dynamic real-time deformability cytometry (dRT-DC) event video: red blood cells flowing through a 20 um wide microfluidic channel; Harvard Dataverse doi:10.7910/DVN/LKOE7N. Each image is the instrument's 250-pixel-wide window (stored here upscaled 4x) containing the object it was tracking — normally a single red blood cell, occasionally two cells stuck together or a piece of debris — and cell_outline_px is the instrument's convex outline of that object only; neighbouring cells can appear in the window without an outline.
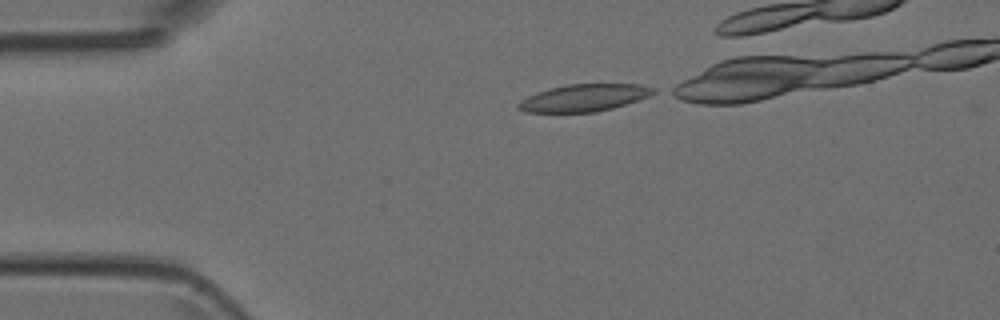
{"species": "Egyptian fruit bat (a non-hibernating species)", "species_latin": "Rousettus aegyptiacus", "temperature_condition": "room temperature", "stored_images_in_passage": 29, "camera_frame_rate_fps": 3000, "um_per_image_px": 0.085, "animal": {"sex": "female"}, "frame": {"image": 1, "passage_image": 1, "time_ms": 0.0, "image_size_px": [1000, 320], "cell_outline_px": [[656, 92], [648, 96], [612, 108], [596, 112], [524, 112], [516, 108], [516, 104], [520, 100], [536, 92], [548, 88], [568, 84], [640, 84], [656, 88]], "centroid_in_image_um": [49.59, 8.31], "position_along_channel_um": 35.4, "area_um2": 21.39}}
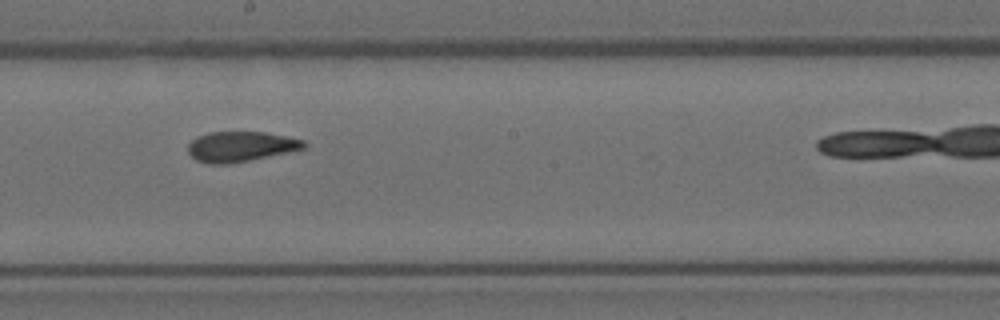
{"frame": {"image": 2, "passage_image": 17, "time_ms": 5.333, "image_size_px": [1000, 320], "cell_outline_px": [[308, 144], [304, 148], [288, 152], [228, 164], [208, 164], [196, 160], [188, 152], [188, 144], [196, 136], [208, 132], [264, 132], [288, 136], [304, 140]], "centroid_in_image_um": [20.44, 12.45], "position_along_channel_um": 227.8, "area_um2": 20.4}}
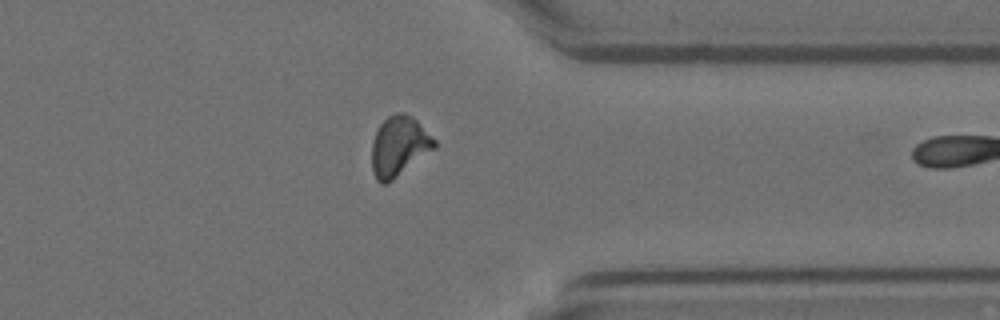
{"frame": {"image": 3, "passage_image": 28, "time_ms": 9.0, "image_size_px": [1000, 320], "cell_outline_px": [[436, 148], [392, 180], [384, 184], [380, 184], [376, 180], [372, 172], [372, 140], [380, 124], [388, 116], [396, 112], [404, 112], [412, 116], [436, 140]], "centroid_in_image_um": [33.91, 12.43], "position_along_channel_um": 377.5, "area_um2": 21.91}}